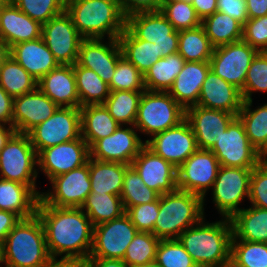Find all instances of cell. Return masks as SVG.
Here are the masks:
<instances>
[{"instance_id": "cell-36", "label": "cell", "mask_w": 267, "mask_h": 267, "mask_svg": "<svg viewBox=\"0 0 267 267\" xmlns=\"http://www.w3.org/2000/svg\"><path fill=\"white\" fill-rule=\"evenodd\" d=\"M76 78V88L80 99V106L104 104L110 94V88L95 71L73 65Z\"/></svg>"}, {"instance_id": "cell-57", "label": "cell", "mask_w": 267, "mask_h": 267, "mask_svg": "<svg viewBox=\"0 0 267 267\" xmlns=\"http://www.w3.org/2000/svg\"><path fill=\"white\" fill-rule=\"evenodd\" d=\"M190 2L201 21L217 11V0H191Z\"/></svg>"}, {"instance_id": "cell-56", "label": "cell", "mask_w": 267, "mask_h": 267, "mask_svg": "<svg viewBox=\"0 0 267 267\" xmlns=\"http://www.w3.org/2000/svg\"><path fill=\"white\" fill-rule=\"evenodd\" d=\"M21 218L15 213L0 210V241L3 242L7 234L15 227Z\"/></svg>"}, {"instance_id": "cell-46", "label": "cell", "mask_w": 267, "mask_h": 267, "mask_svg": "<svg viewBox=\"0 0 267 267\" xmlns=\"http://www.w3.org/2000/svg\"><path fill=\"white\" fill-rule=\"evenodd\" d=\"M109 88L110 91H145L144 75L122 56L117 62Z\"/></svg>"}, {"instance_id": "cell-34", "label": "cell", "mask_w": 267, "mask_h": 267, "mask_svg": "<svg viewBox=\"0 0 267 267\" xmlns=\"http://www.w3.org/2000/svg\"><path fill=\"white\" fill-rule=\"evenodd\" d=\"M201 25L214 48L242 40L243 25L225 13L216 11L204 18Z\"/></svg>"}, {"instance_id": "cell-41", "label": "cell", "mask_w": 267, "mask_h": 267, "mask_svg": "<svg viewBox=\"0 0 267 267\" xmlns=\"http://www.w3.org/2000/svg\"><path fill=\"white\" fill-rule=\"evenodd\" d=\"M120 197L126 212L132 206L156 201L159 194L150 189L130 165L124 174Z\"/></svg>"}, {"instance_id": "cell-64", "label": "cell", "mask_w": 267, "mask_h": 267, "mask_svg": "<svg viewBox=\"0 0 267 267\" xmlns=\"http://www.w3.org/2000/svg\"><path fill=\"white\" fill-rule=\"evenodd\" d=\"M135 267H161L156 261Z\"/></svg>"}, {"instance_id": "cell-54", "label": "cell", "mask_w": 267, "mask_h": 267, "mask_svg": "<svg viewBox=\"0 0 267 267\" xmlns=\"http://www.w3.org/2000/svg\"><path fill=\"white\" fill-rule=\"evenodd\" d=\"M217 11L231 16L242 25L249 19L246 0L217 1Z\"/></svg>"}, {"instance_id": "cell-39", "label": "cell", "mask_w": 267, "mask_h": 267, "mask_svg": "<svg viewBox=\"0 0 267 267\" xmlns=\"http://www.w3.org/2000/svg\"><path fill=\"white\" fill-rule=\"evenodd\" d=\"M213 49L202 25L179 31L178 53L185 62L210 61Z\"/></svg>"}, {"instance_id": "cell-28", "label": "cell", "mask_w": 267, "mask_h": 267, "mask_svg": "<svg viewBox=\"0 0 267 267\" xmlns=\"http://www.w3.org/2000/svg\"><path fill=\"white\" fill-rule=\"evenodd\" d=\"M209 70V61L185 62L168 93L185 110L197 105L203 82Z\"/></svg>"}, {"instance_id": "cell-62", "label": "cell", "mask_w": 267, "mask_h": 267, "mask_svg": "<svg viewBox=\"0 0 267 267\" xmlns=\"http://www.w3.org/2000/svg\"><path fill=\"white\" fill-rule=\"evenodd\" d=\"M257 158L260 164L267 161V137L261 147L257 150Z\"/></svg>"}, {"instance_id": "cell-10", "label": "cell", "mask_w": 267, "mask_h": 267, "mask_svg": "<svg viewBox=\"0 0 267 267\" xmlns=\"http://www.w3.org/2000/svg\"><path fill=\"white\" fill-rule=\"evenodd\" d=\"M220 166L253 169L259 162L257 150L246 135L243 122L236 116L210 149Z\"/></svg>"}, {"instance_id": "cell-26", "label": "cell", "mask_w": 267, "mask_h": 267, "mask_svg": "<svg viewBox=\"0 0 267 267\" xmlns=\"http://www.w3.org/2000/svg\"><path fill=\"white\" fill-rule=\"evenodd\" d=\"M37 87L58 107H81L73 65H58L37 81Z\"/></svg>"}, {"instance_id": "cell-24", "label": "cell", "mask_w": 267, "mask_h": 267, "mask_svg": "<svg viewBox=\"0 0 267 267\" xmlns=\"http://www.w3.org/2000/svg\"><path fill=\"white\" fill-rule=\"evenodd\" d=\"M242 104L241 91L210 69L203 82L197 105L238 116Z\"/></svg>"}, {"instance_id": "cell-40", "label": "cell", "mask_w": 267, "mask_h": 267, "mask_svg": "<svg viewBox=\"0 0 267 267\" xmlns=\"http://www.w3.org/2000/svg\"><path fill=\"white\" fill-rule=\"evenodd\" d=\"M142 93L143 91H110L104 105L120 125L134 126Z\"/></svg>"}, {"instance_id": "cell-44", "label": "cell", "mask_w": 267, "mask_h": 267, "mask_svg": "<svg viewBox=\"0 0 267 267\" xmlns=\"http://www.w3.org/2000/svg\"><path fill=\"white\" fill-rule=\"evenodd\" d=\"M160 239L153 233L137 232L131 243L128 245L123 261L128 267L154 262L156 250Z\"/></svg>"}, {"instance_id": "cell-15", "label": "cell", "mask_w": 267, "mask_h": 267, "mask_svg": "<svg viewBox=\"0 0 267 267\" xmlns=\"http://www.w3.org/2000/svg\"><path fill=\"white\" fill-rule=\"evenodd\" d=\"M219 168L220 163L211 150L198 149L177 168V189L196 194L205 201Z\"/></svg>"}, {"instance_id": "cell-35", "label": "cell", "mask_w": 267, "mask_h": 267, "mask_svg": "<svg viewBox=\"0 0 267 267\" xmlns=\"http://www.w3.org/2000/svg\"><path fill=\"white\" fill-rule=\"evenodd\" d=\"M184 63L185 60L178 52L160 58L144 75L145 89L168 92Z\"/></svg>"}, {"instance_id": "cell-23", "label": "cell", "mask_w": 267, "mask_h": 267, "mask_svg": "<svg viewBox=\"0 0 267 267\" xmlns=\"http://www.w3.org/2000/svg\"><path fill=\"white\" fill-rule=\"evenodd\" d=\"M58 106L38 87L13 99V127L17 133L28 134L34 127L54 114Z\"/></svg>"}, {"instance_id": "cell-8", "label": "cell", "mask_w": 267, "mask_h": 267, "mask_svg": "<svg viewBox=\"0 0 267 267\" xmlns=\"http://www.w3.org/2000/svg\"><path fill=\"white\" fill-rule=\"evenodd\" d=\"M28 135L37 155L48 147L79 139L80 108L58 107L52 116L34 127Z\"/></svg>"}, {"instance_id": "cell-1", "label": "cell", "mask_w": 267, "mask_h": 267, "mask_svg": "<svg viewBox=\"0 0 267 267\" xmlns=\"http://www.w3.org/2000/svg\"><path fill=\"white\" fill-rule=\"evenodd\" d=\"M36 214L42 222L52 259L89 258L94 226L81 207H55L40 198Z\"/></svg>"}, {"instance_id": "cell-25", "label": "cell", "mask_w": 267, "mask_h": 267, "mask_svg": "<svg viewBox=\"0 0 267 267\" xmlns=\"http://www.w3.org/2000/svg\"><path fill=\"white\" fill-rule=\"evenodd\" d=\"M42 25L23 13L11 0L0 10V37L13 45L41 37Z\"/></svg>"}, {"instance_id": "cell-61", "label": "cell", "mask_w": 267, "mask_h": 267, "mask_svg": "<svg viewBox=\"0 0 267 267\" xmlns=\"http://www.w3.org/2000/svg\"><path fill=\"white\" fill-rule=\"evenodd\" d=\"M15 133L16 130L13 126L8 125L7 127L6 125L0 124V151Z\"/></svg>"}, {"instance_id": "cell-2", "label": "cell", "mask_w": 267, "mask_h": 267, "mask_svg": "<svg viewBox=\"0 0 267 267\" xmlns=\"http://www.w3.org/2000/svg\"><path fill=\"white\" fill-rule=\"evenodd\" d=\"M233 237L230 218L206 223L204 218L177 238L197 265L230 267Z\"/></svg>"}, {"instance_id": "cell-5", "label": "cell", "mask_w": 267, "mask_h": 267, "mask_svg": "<svg viewBox=\"0 0 267 267\" xmlns=\"http://www.w3.org/2000/svg\"><path fill=\"white\" fill-rule=\"evenodd\" d=\"M204 218L203 198L187 191L159 195V214L153 234L161 239H177L182 232Z\"/></svg>"}, {"instance_id": "cell-22", "label": "cell", "mask_w": 267, "mask_h": 267, "mask_svg": "<svg viewBox=\"0 0 267 267\" xmlns=\"http://www.w3.org/2000/svg\"><path fill=\"white\" fill-rule=\"evenodd\" d=\"M235 117L223 110L198 105L185 110V119L193 130L198 148L203 150H210L215 145Z\"/></svg>"}, {"instance_id": "cell-29", "label": "cell", "mask_w": 267, "mask_h": 267, "mask_svg": "<svg viewBox=\"0 0 267 267\" xmlns=\"http://www.w3.org/2000/svg\"><path fill=\"white\" fill-rule=\"evenodd\" d=\"M40 197L28 186L0 178V210L15 213L21 219L36 214Z\"/></svg>"}, {"instance_id": "cell-67", "label": "cell", "mask_w": 267, "mask_h": 267, "mask_svg": "<svg viewBox=\"0 0 267 267\" xmlns=\"http://www.w3.org/2000/svg\"><path fill=\"white\" fill-rule=\"evenodd\" d=\"M195 267H210V266L196 265Z\"/></svg>"}, {"instance_id": "cell-52", "label": "cell", "mask_w": 267, "mask_h": 267, "mask_svg": "<svg viewBox=\"0 0 267 267\" xmlns=\"http://www.w3.org/2000/svg\"><path fill=\"white\" fill-rule=\"evenodd\" d=\"M248 199L252 206L267 209V168L263 164L252 170Z\"/></svg>"}, {"instance_id": "cell-16", "label": "cell", "mask_w": 267, "mask_h": 267, "mask_svg": "<svg viewBox=\"0 0 267 267\" xmlns=\"http://www.w3.org/2000/svg\"><path fill=\"white\" fill-rule=\"evenodd\" d=\"M145 145L176 168L199 149L193 130L186 119L145 140Z\"/></svg>"}, {"instance_id": "cell-21", "label": "cell", "mask_w": 267, "mask_h": 267, "mask_svg": "<svg viewBox=\"0 0 267 267\" xmlns=\"http://www.w3.org/2000/svg\"><path fill=\"white\" fill-rule=\"evenodd\" d=\"M131 166L143 182L159 195L171 193L177 189V168L146 145L132 161Z\"/></svg>"}, {"instance_id": "cell-17", "label": "cell", "mask_w": 267, "mask_h": 267, "mask_svg": "<svg viewBox=\"0 0 267 267\" xmlns=\"http://www.w3.org/2000/svg\"><path fill=\"white\" fill-rule=\"evenodd\" d=\"M52 192H42L40 198L55 207H81L91 192L88 162L50 180Z\"/></svg>"}, {"instance_id": "cell-63", "label": "cell", "mask_w": 267, "mask_h": 267, "mask_svg": "<svg viewBox=\"0 0 267 267\" xmlns=\"http://www.w3.org/2000/svg\"><path fill=\"white\" fill-rule=\"evenodd\" d=\"M10 56V48L0 37V65Z\"/></svg>"}, {"instance_id": "cell-53", "label": "cell", "mask_w": 267, "mask_h": 267, "mask_svg": "<svg viewBox=\"0 0 267 267\" xmlns=\"http://www.w3.org/2000/svg\"><path fill=\"white\" fill-rule=\"evenodd\" d=\"M119 5L127 18L134 13L160 11L162 2L161 0H120Z\"/></svg>"}, {"instance_id": "cell-48", "label": "cell", "mask_w": 267, "mask_h": 267, "mask_svg": "<svg viewBox=\"0 0 267 267\" xmlns=\"http://www.w3.org/2000/svg\"><path fill=\"white\" fill-rule=\"evenodd\" d=\"M23 13L41 25L65 11L66 0H11Z\"/></svg>"}, {"instance_id": "cell-32", "label": "cell", "mask_w": 267, "mask_h": 267, "mask_svg": "<svg viewBox=\"0 0 267 267\" xmlns=\"http://www.w3.org/2000/svg\"><path fill=\"white\" fill-rule=\"evenodd\" d=\"M130 165L117 162H104L89 158L91 192L120 196L123 178Z\"/></svg>"}, {"instance_id": "cell-30", "label": "cell", "mask_w": 267, "mask_h": 267, "mask_svg": "<svg viewBox=\"0 0 267 267\" xmlns=\"http://www.w3.org/2000/svg\"><path fill=\"white\" fill-rule=\"evenodd\" d=\"M81 137L89 148L97 141L110 136L120 125L104 104L80 107Z\"/></svg>"}, {"instance_id": "cell-27", "label": "cell", "mask_w": 267, "mask_h": 267, "mask_svg": "<svg viewBox=\"0 0 267 267\" xmlns=\"http://www.w3.org/2000/svg\"><path fill=\"white\" fill-rule=\"evenodd\" d=\"M10 55L37 81L59 65L42 37L13 45Z\"/></svg>"}, {"instance_id": "cell-33", "label": "cell", "mask_w": 267, "mask_h": 267, "mask_svg": "<svg viewBox=\"0 0 267 267\" xmlns=\"http://www.w3.org/2000/svg\"><path fill=\"white\" fill-rule=\"evenodd\" d=\"M122 55L143 75L161 58L155 43L138 39L127 27L118 37Z\"/></svg>"}, {"instance_id": "cell-9", "label": "cell", "mask_w": 267, "mask_h": 267, "mask_svg": "<svg viewBox=\"0 0 267 267\" xmlns=\"http://www.w3.org/2000/svg\"><path fill=\"white\" fill-rule=\"evenodd\" d=\"M126 27L138 39L155 43L161 58L178 52L179 31L160 11L131 14L126 18Z\"/></svg>"}, {"instance_id": "cell-68", "label": "cell", "mask_w": 267, "mask_h": 267, "mask_svg": "<svg viewBox=\"0 0 267 267\" xmlns=\"http://www.w3.org/2000/svg\"><path fill=\"white\" fill-rule=\"evenodd\" d=\"M263 165L267 168V161L265 163H263Z\"/></svg>"}, {"instance_id": "cell-55", "label": "cell", "mask_w": 267, "mask_h": 267, "mask_svg": "<svg viewBox=\"0 0 267 267\" xmlns=\"http://www.w3.org/2000/svg\"><path fill=\"white\" fill-rule=\"evenodd\" d=\"M13 99L0 86V124L13 126Z\"/></svg>"}, {"instance_id": "cell-58", "label": "cell", "mask_w": 267, "mask_h": 267, "mask_svg": "<svg viewBox=\"0 0 267 267\" xmlns=\"http://www.w3.org/2000/svg\"><path fill=\"white\" fill-rule=\"evenodd\" d=\"M249 19L267 15V0H246Z\"/></svg>"}, {"instance_id": "cell-42", "label": "cell", "mask_w": 267, "mask_h": 267, "mask_svg": "<svg viewBox=\"0 0 267 267\" xmlns=\"http://www.w3.org/2000/svg\"><path fill=\"white\" fill-rule=\"evenodd\" d=\"M252 102L243 101L238 117L244 124L251 145L258 150L267 137V103L252 110Z\"/></svg>"}, {"instance_id": "cell-3", "label": "cell", "mask_w": 267, "mask_h": 267, "mask_svg": "<svg viewBox=\"0 0 267 267\" xmlns=\"http://www.w3.org/2000/svg\"><path fill=\"white\" fill-rule=\"evenodd\" d=\"M65 11L84 39H118L126 27L117 0H66Z\"/></svg>"}, {"instance_id": "cell-19", "label": "cell", "mask_w": 267, "mask_h": 267, "mask_svg": "<svg viewBox=\"0 0 267 267\" xmlns=\"http://www.w3.org/2000/svg\"><path fill=\"white\" fill-rule=\"evenodd\" d=\"M122 126L119 125L110 136L97 140L89 148L90 158L131 165L145 143L135 132V126L132 128H123Z\"/></svg>"}, {"instance_id": "cell-59", "label": "cell", "mask_w": 267, "mask_h": 267, "mask_svg": "<svg viewBox=\"0 0 267 267\" xmlns=\"http://www.w3.org/2000/svg\"><path fill=\"white\" fill-rule=\"evenodd\" d=\"M87 267H128L121 259L88 258Z\"/></svg>"}, {"instance_id": "cell-31", "label": "cell", "mask_w": 267, "mask_h": 267, "mask_svg": "<svg viewBox=\"0 0 267 267\" xmlns=\"http://www.w3.org/2000/svg\"><path fill=\"white\" fill-rule=\"evenodd\" d=\"M230 220L232 239L267 243V209L251 205L236 212Z\"/></svg>"}, {"instance_id": "cell-12", "label": "cell", "mask_w": 267, "mask_h": 267, "mask_svg": "<svg viewBox=\"0 0 267 267\" xmlns=\"http://www.w3.org/2000/svg\"><path fill=\"white\" fill-rule=\"evenodd\" d=\"M258 52L243 40L215 47L209 61L210 69L242 91L249 66Z\"/></svg>"}, {"instance_id": "cell-6", "label": "cell", "mask_w": 267, "mask_h": 267, "mask_svg": "<svg viewBox=\"0 0 267 267\" xmlns=\"http://www.w3.org/2000/svg\"><path fill=\"white\" fill-rule=\"evenodd\" d=\"M185 119V109L168 93L162 91H143L135 129L145 135H155L178 125Z\"/></svg>"}, {"instance_id": "cell-43", "label": "cell", "mask_w": 267, "mask_h": 267, "mask_svg": "<svg viewBox=\"0 0 267 267\" xmlns=\"http://www.w3.org/2000/svg\"><path fill=\"white\" fill-rule=\"evenodd\" d=\"M230 267H267V243L232 239Z\"/></svg>"}, {"instance_id": "cell-11", "label": "cell", "mask_w": 267, "mask_h": 267, "mask_svg": "<svg viewBox=\"0 0 267 267\" xmlns=\"http://www.w3.org/2000/svg\"><path fill=\"white\" fill-rule=\"evenodd\" d=\"M253 169L220 166L212 186L213 202L222 218H231L240 211L239 204L249 198Z\"/></svg>"}, {"instance_id": "cell-66", "label": "cell", "mask_w": 267, "mask_h": 267, "mask_svg": "<svg viewBox=\"0 0 267 267\" xmlns=\"http://www.w3.org/2000/svg\"><path fill=\"white\" fill-rule=\"evenodd\" d=\"M1 259H2V242L0 241V263H1ZM2 265H0L1 267Z\"/></svg>"}, {"instance_id": "cell-38", "label": "cell", "mask_w": 267, "mask_h": 267, "mask_svg": "<svg viewBox=\"0 0 267 267\" xmlns=\"http://www.w3.org/2000/svg\"><path fill=\"white\" fill-rule=\"evenodd\" d=\"M0 86L14 98L34 91L37 80L10 55L0 65Z\"/></svg>"}, {"instance_id": "cell-18", "label": "cell", "mask_w": 267, "mask_h": 267, "mask_svg": "<svg viewBox=\"0 0 267 267\" xmlns=\"http://www.w3.org/2000/svg\"><path fill=\"white\" fill-rule=\"evenodd\" d=\"M89 158V146L80 137L76 140L43 149L37 155V166L51 180L58 175L85 165Z\"/></svg>"}, {"instance_id": "cell-37", "label": "cell", "mask_w": 267, "mask_h": 267, "mask_svg": "<svg viewBox=\"0 0 267 267\" xmlns=\"http://www.w3.org/2000/svg\"><path fill=\"white\" fill-rule=\"evenodd\" d=\"M81 209L86 211L93 226L117 219L125 213L120 196L97 192H90Z\"/></svg>"}, {"instance_id": "cell-7", "label": "cell", "mask_w": 267, "mask_h": 267, "mask_svg": "<svg viewBox=\"0 0 267 267\" xmlns=\"http://www.w3.org/2000/svg\"><path fill=\"white\" fill-rule=\"evenodd\" d=\"M37 153L28 134L15 133L0 151V178L28 185L39 197L36 189L38 172Z\"/></svg>"}, {"instance_id": "cell-51", "label": "cell", "mask_w": 267, "mask_h": 267, "mask_svg": "<svg viewBox=\"0 0 267 267\" xmlns=\"http://www.w3.org/2000/svg\"><path fill=\"white\" fill-rule=\"evenodd\" d=\"M242 40L259 52H267V15L248 19L243 25Z\"/></svg>"}, {"instance_id": "cell-4", "label": "cell", "mask_w": 267, "mask_h": 267, "mask_svg": "<svg viewBox=\"0 0 267 267\" xmlns=\"http://www.w3.org/2000/svg\"><path fill=\"white\" fill-rule=\"evenodd\" d=\"M51 259L37 214L21 219L2 242L5 267H44Z\"/></svg>"}, {"instance_id": "cell-47", "label": "cell", "mask_w": 267, "mask_h": 267, "mask_svg": "<svg viewBox=\"0 0 267 267\" xmlns=\"http://www.w3.org/2000/svg\"><path fill=\"white\" fill-rule=\"evenodd\" d=\"M155 261L161 267H195L197 264L178 239H161Z\"/></svg>"}, {"instance_id": "cell-45", "label": "cell", "mask_w": 267, "mask_h": 267, "mask_svg": "<svg viewBox=\"0 0 267 267\" xmlns=\"http://www.w3.org/2000/svg\"><path fill=\"white\" fill-rule=\"evenodd\" d=\"M160 12L176 31L193 29L201 25V19L190 1L166 0L162 2Z\"/></svg>"}, {"instance_id": "cell-49", "label": "cell", "mask_w": 267, "mask_h": 267, "mask_svg": "<svg viewBox=\"0 0 267 267\" xmlns=\"http://www.w3.org/2000/svg\"><path fill=\"white\" fill-rule=\"evenodd\" d=\"M256 91L267 92V52H258L247 71L244 88L241 91L243 101L252 99Z\"/></svg>"}, {"instance_id": "cell-65", "label": "cell", "mask_w": 267, "mask_h": 267, "mask_svg": "<svg viewBox=\"0 0 267 267\" xmlns=\"http://www.w3.org/2000/svg\"><path fill=\"white\" fill-rule=\"evenodd\" d=\"M9 0H0V10L8 3Z\"/></svg>"}, {"instance_id": "cell-50", "label": "cell", "mask_w": 267, "mask_h": 267, "mask_svg": "<svg viewBox=\"0 0 267 267\" xmlns=\"http://www.w3.org/2000/svg\"><path fill=\"white\" fill-rule=\"evenodd\" d=\"M125 213L138 232L152 233L159 214V198L154 202L132 206Z\"/></svg>"}, {"instance_id": "cell-20", "label": "cell", "mask_w": 267, "mask_h": 267, "mask_svg": "<svg viewBox=\"0 0 267 267\" xmlns=\"http://www.w3.org/2000/svg\"><path fill=\"white\" fill-rule=\"evenodd\" d=\"M108 40L107 44L102 38L83 39L80 44L77 63L95 71L109 85L117 62L123 55L118 39Z\"/></svg>"}, {"instance_id": "cell-13", "label": "cell", "mask_w": 267, "mask_h": 267, "mask_svg": "<svg viewBox=\"0 0 267 267\" xmlns=\"http://www.w3.org/2000/svg\"><path fill=\"white\" fill-rule=\"evenodd\" d=\"M130 217L100 223L93 228V244L89 258L123 259L128 245L137 233Z\"/></svg>"}, {"instance_id": "cell-60", "label": "cell", "mask_w": 267, "mask_h": 267, "mask_svg": "<svg viewBox=\"0 0 267 267\" xmlns=\"http://www.w3.org/2000/svg\"><path fill=\"white\" fill-rule=\"evenodd\" d=\"M44 267H87L84 260L78 259H51Z\"/></svg>"}, {"instance_id": "cell-14", "label": "cell", "mask_w": 267, "mask_h": 267, "mask_svg": "<svg viewBox=\"0 0 267 267\" xmlns=\"http://www.w3.org/2000/svg\"><path fill=\"white\" fill-rule=\"evenodd\" d=\"M41 37L59 65H74L84 39L64 11L42 25Z\"/></svg>"}]
</instances>
